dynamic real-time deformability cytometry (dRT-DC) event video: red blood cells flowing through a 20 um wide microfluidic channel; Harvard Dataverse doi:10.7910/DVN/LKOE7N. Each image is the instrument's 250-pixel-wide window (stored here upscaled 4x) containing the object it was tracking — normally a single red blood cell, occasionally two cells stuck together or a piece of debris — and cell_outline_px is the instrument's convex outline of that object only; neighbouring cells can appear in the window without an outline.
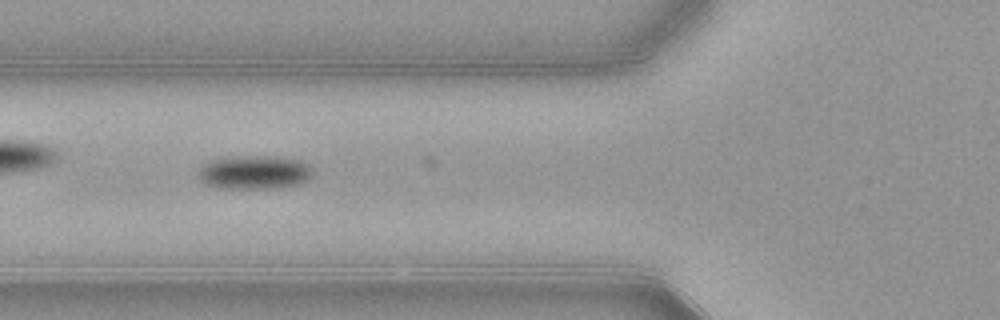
{"species": "common noctule bat (a hibernating species)", "species_latin": "Nyctalus noctula", "temperature_condition": "warm", "stored_images_in_passage": 40, "camera_frame_rate_fps": 3000, "um_per_image_px": 0.085, "animal": {"sex": "female", "body_mass_g": 21.9}, "frame": {"image": 1, "passage_image": 7, "time_ms": 2.0, "image_size_px": [1000, 320], "cell_outline_px": [[312, 172], [300, 184], [276, 188], [216, 188], [204, 184], [200, 180], [200, 168], [204, 164], [212, 160], [244, 156], [276, 156], [300, 160], [308, 164], [312, 168]], "centroid_in_image_um": [21.62, 14.65], "position_along_channel_um": 104.2, "area_um2": 22.25}}
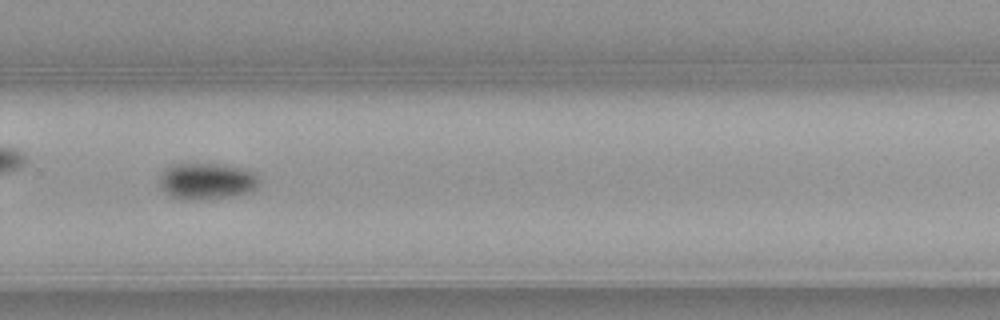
{"frame": {"image": 2, "passage_image": 23, "time_ms": 7.333, "image_size_px": [1000, 320], "cell_outline_px": [[260, 184], [256, 188], [248, 192], [232, 196], [200, 200], [180, 200], [172, 196], [160, 184], [160, 176], [164, 168], [176, 164], [224, 164], [244, 168], [256, 172], [260, 180]], "centroid_in_image_um": [17.63, 15.39], "position_along_channel_um": 312.2, "area_um2": 21.33}}
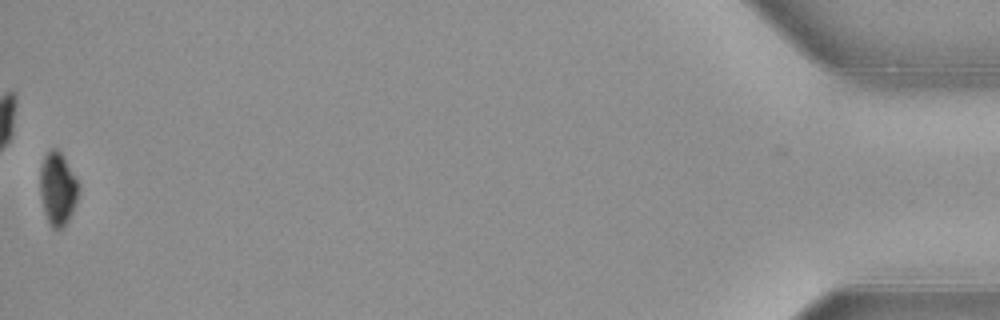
{"frame": {"image": 3, "passage_image": 40, "time_ms": 13.0, "image_size_px": [1000, 320], "cell_outline_px": [[80, 192], [76, 204], [68, 220], [60, 228], [52, 228], [44, 212], [40, 192], [40, 168], [44, 156], [52, 148], [56, 148], [60, 152], [80, 184]], "centroid_in_image_um": [4.92, 16.03], "position_along_channel_um": 430.3, "area_um2": 16.3}, "authors_computed_cell_mechanics": {"area_um2": 20.808, "velocity_mm_per_s": 3.8939, "shape_relaxation_time_tau1_ms": 2.6431, "shape_relaxation_time_tau2_ms": null, "deformation_change_tau1": 0.1144, "deformation_change_tau2": null}}